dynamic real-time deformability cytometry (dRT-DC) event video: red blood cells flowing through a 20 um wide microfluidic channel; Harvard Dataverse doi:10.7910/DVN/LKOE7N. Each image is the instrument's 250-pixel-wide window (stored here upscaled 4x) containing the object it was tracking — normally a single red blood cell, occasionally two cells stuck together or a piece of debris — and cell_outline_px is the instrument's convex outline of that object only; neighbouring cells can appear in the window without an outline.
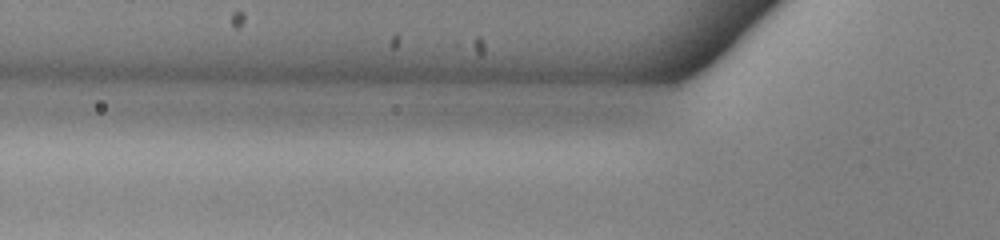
{"species": "common noctule bat (a hibernating species)", "species_latin": "Nyctalus noctula", "temperature_condition": "warm", "stored_images_in_passage": 7, "camera_frame_rate_fps": 3000, "um_per_image_px": 0.085, "animal": {"sex": "male", "body_mass_g": 13.0, "forearm_length_mm": 53.1}, "frame": {"image": 1, "passage_image": 3, "time_ms": 0.667, "image_size_px": [1000, 240], "cell_outline_px": [[224, 128], [216, 136], [104, 140], [80, 132], [80, 128], [96, 120], [224, 120]], "centroid_in_image_um": [12.92, 10.96], "position_along_channel_um": 112.9, "area_um2": 17.57}}